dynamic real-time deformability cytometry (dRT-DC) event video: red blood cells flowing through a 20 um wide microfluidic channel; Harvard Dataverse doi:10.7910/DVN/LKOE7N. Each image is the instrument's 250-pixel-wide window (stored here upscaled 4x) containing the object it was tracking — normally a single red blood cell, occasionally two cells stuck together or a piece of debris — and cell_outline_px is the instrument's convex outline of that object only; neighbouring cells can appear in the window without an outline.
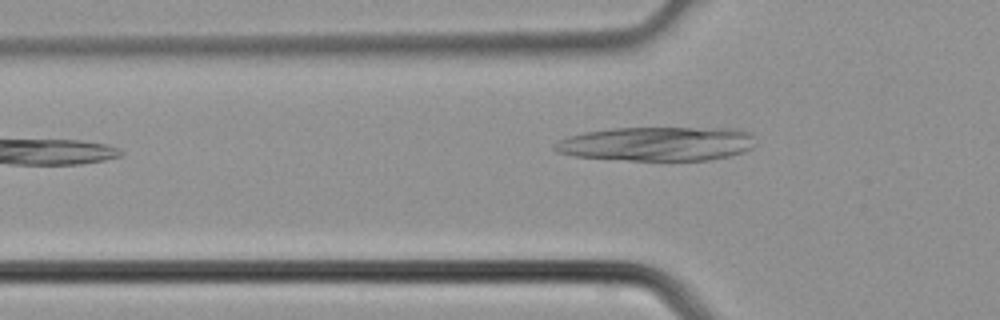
{"species": "common noctule bat (a hibernating species)", "species_latin": "Nyctalus noctula", "temperature_condition": "cold", "stored_images_in_passage": 3, "camera_frame_rate_fps": 3000, "um_per_image_px": 0.085, "animal": {"sex": "male", "body_mass_g": 21.5, "forearm_length_mm": 52.0}, "frame": {"image": 1, "passage_image": 3, "time_ms": 0.667, "image_size_px": [1000, 320], "cell_outline_px": [[756, 144], [752, 148], [744, 152], [728, 156], [708, 160], [628, 160], [572, 156], [556, 152], [552, 148], [552, 144], [568, 136], [584, 132], [612, 128], [732, 128], [752, 132]], "centroid_in_image_um": [55.86, 12.22], "position_along_channel_um": 69.9, "area_um2": 40.34}}